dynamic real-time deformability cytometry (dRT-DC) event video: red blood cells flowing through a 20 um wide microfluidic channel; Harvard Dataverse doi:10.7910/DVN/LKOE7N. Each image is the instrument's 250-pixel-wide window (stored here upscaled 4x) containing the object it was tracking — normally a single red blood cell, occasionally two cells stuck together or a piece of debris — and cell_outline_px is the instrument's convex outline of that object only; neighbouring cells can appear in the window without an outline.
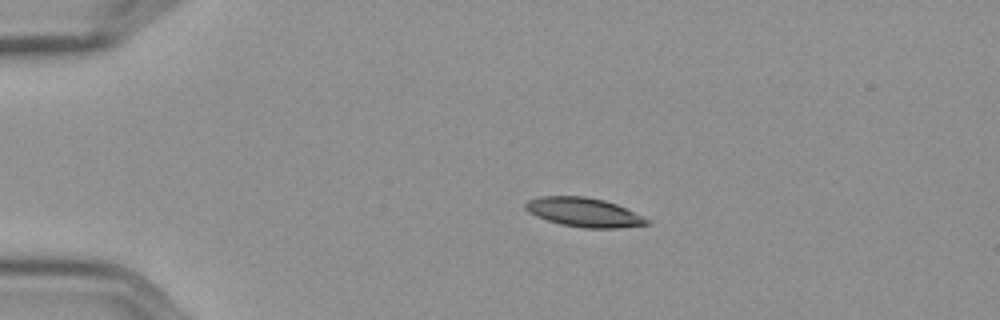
{"species": "Egyptian fruit bat (a non-hibernating species)", "species_latin": "Rousettus aegyptiacus", "temperature_condition": "cold", "stored_images_in_passage": 46, "camera_frame_rate_fps": 3000, "um_per_image_px": 0.085, "frame": {"image": 1, "passage_image": 1, "time_ms": 0.0, "image_size_px": [1000, 320], "cell_outline_px": [[652, 224], [616, 228], [584, 228], [560, 224], [536, 216], [528, 212], [524, 208], [524, 204], [528, 200], [540, 196], [584, 196], [604, 200], [616, 204], [652, 220]], "centroid_in_image_um": [49.64, 18.05], "position_along_channel_um": 35.4, "area_um2": 20.69}}
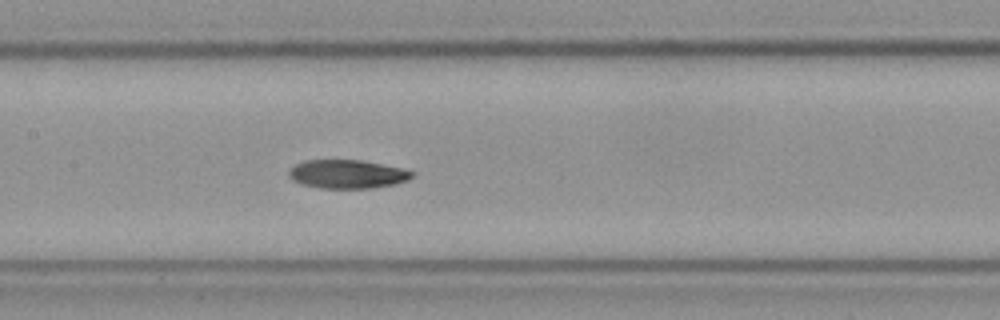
{"frame": {"image": 2, "passage_image": 17, "time_ms": 5.333, "image_size_px": [1000, 320], "cell_outline_px": [[416, 172], [408, 180], [396, 184], [372, 188], [320, 188], [300, 184], [292, 180], [288, 176], [288, 172], [296, 164], [304, 160], [360, 160], [404, 168]], "centroid_in_image_um": [29.53, 14.8], "position_along_channel_um": 177.9, "area_um2": 20.69}}
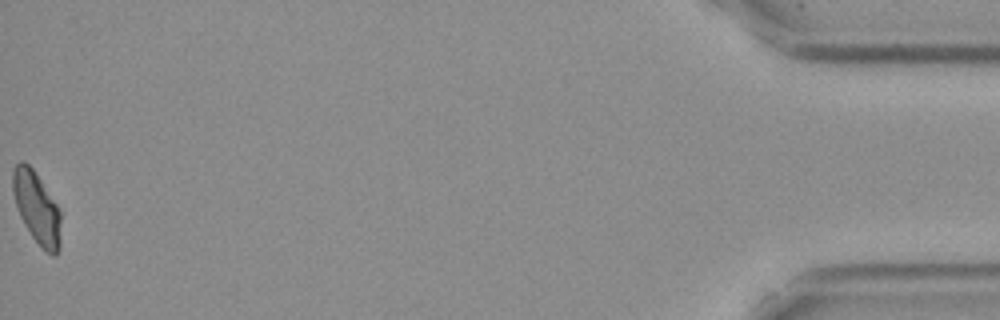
{"frame": {"image": 3, "passage_image": 46, "time_ms": 15.0, "image_size_px": [1000, 320], "cell_outline_px": [[60, 248], [56, 256], [52, 256], [32, 236], [24, 224], [20, 216], [12, 192], [12, 168], [20, 160], [24, 160], [32, 168], [56, 204], [60, 212]], "centroid_in_image_um": [3.1, 17.64], "position_along_channel_um": 432.1, "area_um2": 19.83}, "authors_computed_cell_mechanics": {"area_um2": 20.7791, "velocity_mm_per_s": 3.5849, "shape_relaxation_time_tau1_ms": 6.5596, "shape_relaxation_time_tau2_ms": 5.2364, "deformation_change_tau1": 0.1998, "deformation_change_tau2": 0.1039}}